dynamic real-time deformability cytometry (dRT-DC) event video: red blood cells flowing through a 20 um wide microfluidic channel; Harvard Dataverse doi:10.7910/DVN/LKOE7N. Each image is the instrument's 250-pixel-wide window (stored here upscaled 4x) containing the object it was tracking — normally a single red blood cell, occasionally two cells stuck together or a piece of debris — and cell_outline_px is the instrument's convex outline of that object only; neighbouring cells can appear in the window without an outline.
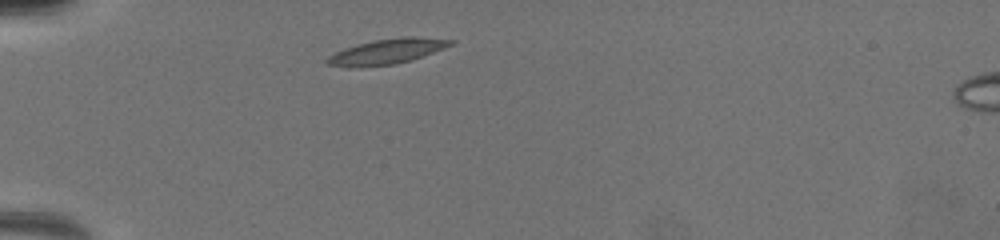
{"species": "common noctule bat (a hibernating species)", "species_latin": "Nyctalus noctula", "temperature_condition": "warm", "stored_images_in_passage": 26, "camera_frame_rate_fps": 3000, "um_per_image_px": 0.085, "animal": {"sex": "female", "body_mass_g": 19.5, "forearm_length_mm": 54.1}, "frame": {"image": 1, "passage_image": 1, "time_ms": 0.0, "image_size_px": [1000, 240], "cell_outline_px": [[456, 40], [452, 44], [444, 48], [412, 60], [396, 64], [360, 68], [348, 68], [328, 64], [324, 60], [328, 56], [344, 48], [372, 40], [404, 36], [412, 36]], "centroid_in_image_um": [32.85, 4.39], "position_along_channel_um": 52.1, "area_um2": 18.38}}
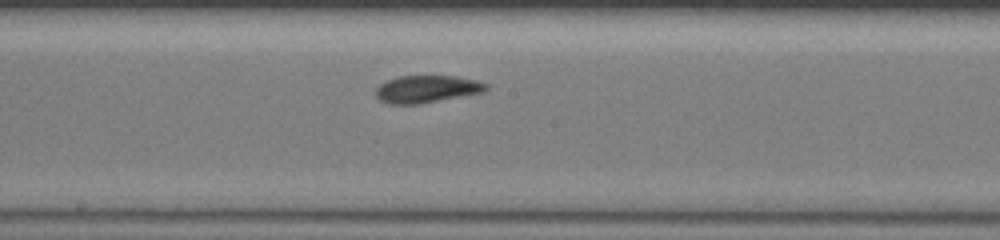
{"frame": {"image": 2, "passage_image": 12, "time_ms": 4.667, "image_size_px": [1000, 240], "cell_outline_px": [[488, 88], [484, 92], [416, 104], [392, 104], [380, 100], [376, 96], [376, 88], [380, 84], [388, 80], [400, 76], [456, 76], [476, 80], [488, 84]], "centroid_in_image_um": [36.29, 7.56], "position_along_channel_um": 211.9, "area_um2": 17.34}}
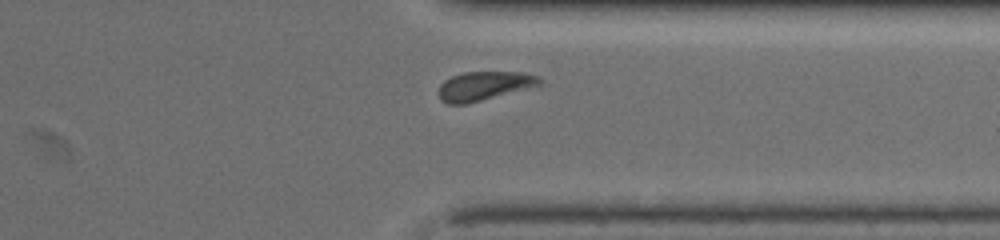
{"frame": {"image": 3, "passage_image": 22, "time_ms": 8.667, "image_size_px": [1000, 240], "cell_outline_px": [[544, 84], [468, 104], [448, 104], [440, 100], [440, 84], [444, 80], [452, 76], [464, 72], [524, 72], [540, 76], [544, 80]], "centroid_in_image_um": [41.21, 7.3], "position_along_channel_um": 370.2, "area_um2": 17.22}, "authors_computed_cell_mechanics": {"area_um2": 17.629, "velocity_mm_per_s": 3.9532, "shape_relaxation_time_tau1_ms": 2.9997, "shape_relaxation_time_tau2_ms": 2.7586, "deformation_change_tau1": 0.1067, "deformation_change_tau2": 0.0783}}